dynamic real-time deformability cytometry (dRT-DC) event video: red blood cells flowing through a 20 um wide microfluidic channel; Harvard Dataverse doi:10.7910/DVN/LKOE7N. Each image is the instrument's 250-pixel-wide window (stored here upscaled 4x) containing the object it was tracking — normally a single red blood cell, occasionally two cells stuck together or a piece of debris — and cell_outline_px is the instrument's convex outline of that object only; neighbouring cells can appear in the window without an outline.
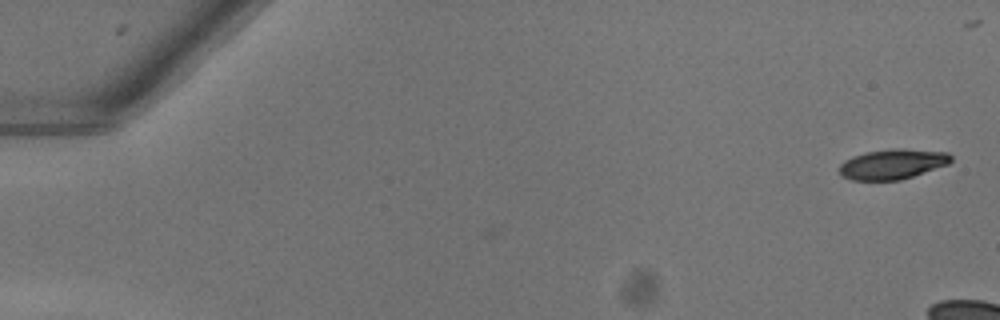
{"species": "common noctule bat (a hibernating species)", "species_latin": "Nyctalus noctula", "temperature_condition": "warm", "stored_images_in_passage": 5, "camera_frame_rate_fps": 3000, "um_per_image_px": 0.085, "animal": {"sex": "female"}, "frame": {"image": 1, "passage_image": 1, "time_ms": 0.0, "image_size_px": [1000, 320], "cell_outline_px": [[952, 160], [948, 164], [900, 180], [852, 180], [840, 176], [840, 164], [844, 160], [852, 156], [868, 152], [896, 148], [904, 148], [948, 152], [952, 156]], "centroid_in_image_um": [75.86, 13.94], "position_along_channel_um": 9.1, "area_um2": 19.54}}